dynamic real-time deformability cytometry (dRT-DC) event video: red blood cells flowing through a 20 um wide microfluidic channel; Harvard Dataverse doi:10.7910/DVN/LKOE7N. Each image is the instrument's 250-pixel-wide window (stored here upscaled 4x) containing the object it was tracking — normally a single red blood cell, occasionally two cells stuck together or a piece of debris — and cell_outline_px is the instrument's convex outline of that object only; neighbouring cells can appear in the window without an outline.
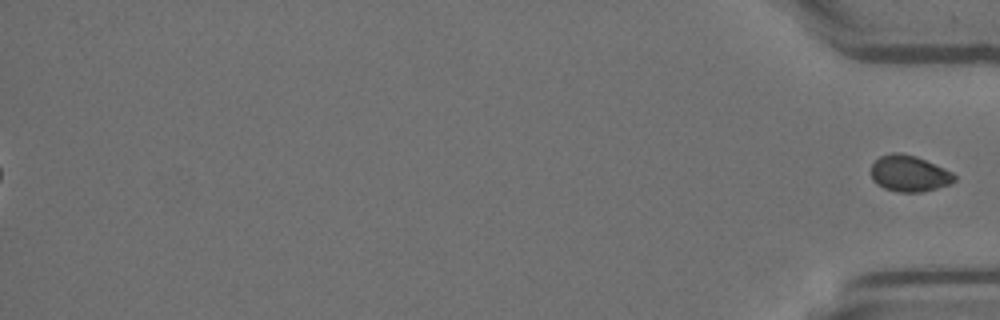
{"species": "Egyptian fruit bat (a non-hibernating species)", "species_latin": "Rousettus aegyptiacus", "temperature_condition": "room temperature", "stored_images_in_passage": 39, "segment_of_instrument_passage": [2, 2], "camera_frame_rate_fps": 3000, "um_per_image_px": 0.085, "animal": {"sex": "female"}, "frame": {"image": 1, "passage_image": 39, "time_ms": 12.667, "image_size_px": [1000, 320], "cell_outline_px": [[956, 180], [948, 184], [936, 188], [920, 192], [896, 192], [884, 188], [876, 184], [872, 180], [872, 164], [880, 156], [892, 152], [900, 152], [916, 156], [944, 168], [952, 172], [956, 176]], "centroid_in_image_um": [77.26, 14.75], "position_along_channel_um": 357.9, "area_um2": 17.57}}